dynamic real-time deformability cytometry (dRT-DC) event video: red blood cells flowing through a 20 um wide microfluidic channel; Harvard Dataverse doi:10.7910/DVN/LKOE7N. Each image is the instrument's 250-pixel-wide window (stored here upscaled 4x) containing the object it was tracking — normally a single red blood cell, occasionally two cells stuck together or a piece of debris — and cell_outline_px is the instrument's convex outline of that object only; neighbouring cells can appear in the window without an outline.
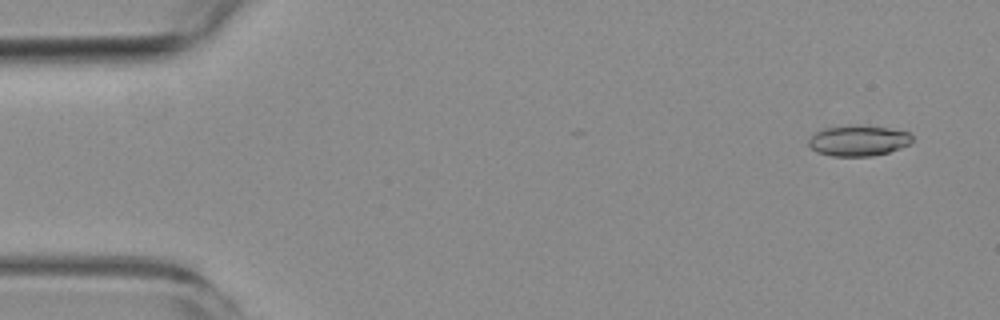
{"species": "common noctule bat (a hibernating species)", "species_latin": "Nyctalus noctula", "temperature_condition": "room temperature", "stored_images_in_passage": 3, "camera_frame_rate_fps": 3000, "um_per_image_px": 0.085, "animal": {"sex": "female", "body_mass_g": 19.3, "forearm_length_mm": 54.1}, "frame": {"image": 1, "passage_image": 1, "time_ms": 0.0, "image_size_px": [1000, 320], "cell_outline_px": [[912, 140], [908, 144], [900, 148], [888, 152], [872, 156], [832, 156], [816, 152], [808, 144], [808, 140], [816, 132], [824, 128], [888, 128], [908, 132], [912, 136]], "centroid_in_image_um": [72.95, 12.01], "position_along_channel_um": 12.1, "area_um2": 17.57}}